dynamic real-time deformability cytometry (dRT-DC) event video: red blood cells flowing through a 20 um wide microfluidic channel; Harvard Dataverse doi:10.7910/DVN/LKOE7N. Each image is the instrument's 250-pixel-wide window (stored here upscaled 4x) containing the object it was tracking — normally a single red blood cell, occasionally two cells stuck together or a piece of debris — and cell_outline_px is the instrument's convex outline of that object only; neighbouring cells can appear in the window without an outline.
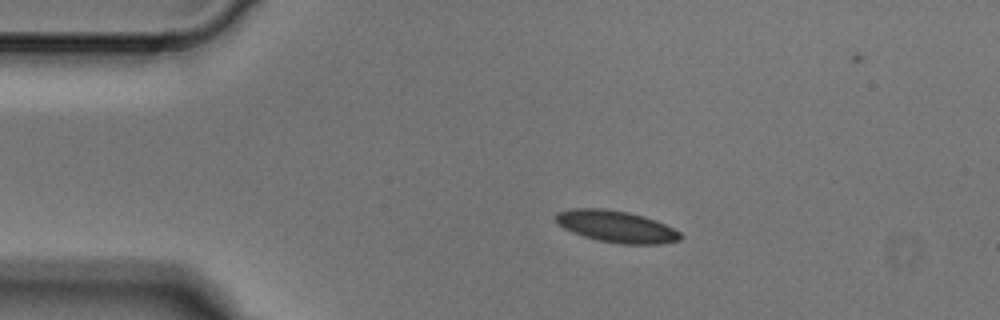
{"species": "Egyptian fruit bat (a non-hibernating species)", "species_latin": "Rousettus aegyptiacus", "temperature_condition": "cold", "stored_images_in_passage": 3, "segment_of_instrument_passage": [1, 2], "camera_frame_rate_fps": 3000, "um_per_image_px": 0.085, "animal": {"sex": "male"}, "frame": {"image": 1, "passage_image": 1, "time_ms": 0.0, "image_size_px": [1000, 320], "cell_outline_px": [[684, 236], [680, 240], [660, 244], [620, 244], [600, 240], [584, 236], [572, 232], [564, 228], [556, 220], [556, 212], [572, 208], [604, 208], [628, 212], [644, 216], [656, 220], [680, 232]], "centroid_in_image_um": [52.41, 19.25], "position_along_channel_um": 32.6, "area_um2": 23.0}}